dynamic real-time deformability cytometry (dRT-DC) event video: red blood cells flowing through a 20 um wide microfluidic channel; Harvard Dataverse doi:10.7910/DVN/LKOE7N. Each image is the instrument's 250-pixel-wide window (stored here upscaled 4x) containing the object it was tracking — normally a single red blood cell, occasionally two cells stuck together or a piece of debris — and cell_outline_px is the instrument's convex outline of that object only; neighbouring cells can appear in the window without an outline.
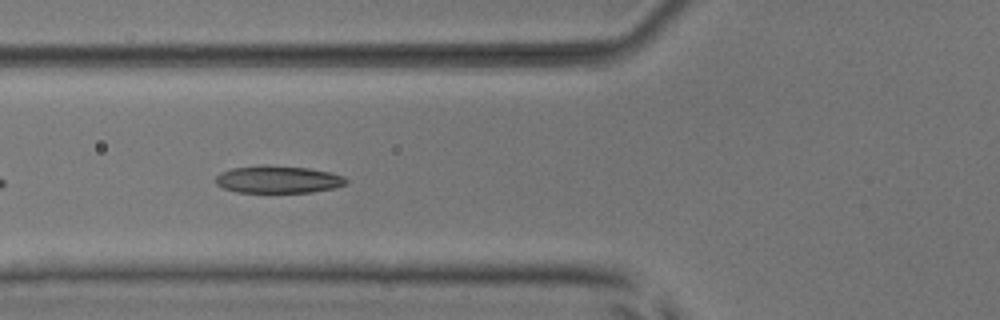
{"species": "common noctule bat (a hibernating species)", "species_latin": "Nyctalus noctula", "temperature_condition": "room temperature", "stored_images_in_passage": 8, "camera_frame_rate_fps": 3000, "um_per_image_px": 0.085, "animal": {"sex": "male", "body_mass_g": 17.9, "forearm_length_mm": 54.2}, "frame": {"image": 1, "passage_image": 6, "time_ms": 6.667, "image_size_px": [1000, 320], "cell_outline_px": [[348, 184], [332, 188], [312, 192], [236, 192], [224, 188], [216, 184], [216, 176], [220, 172], [232, 168], [264, 164], [268, 164], [308, 168], [328, 172], [344, 176], [348, 180]], "centroid_in_image_um": [23.63, 15.24], "position_along_channel_um": 102.2, "area_um2": 20.92}}
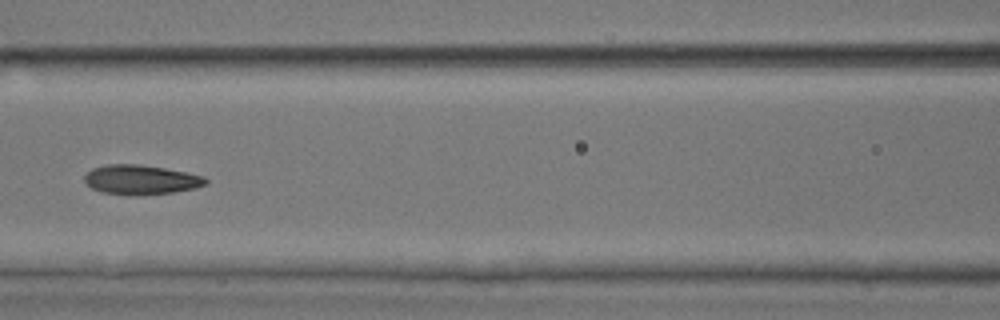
{"frame": {"image": 2, "passage_image": 7, "time_ms": 8.0, "image_size_px": [1000, 320], "cell_outline_px": [[208, 184], [196, 188], [172, 192], [132, 196], [100, 192], [92, 188], [84, 180], [84, 176], [92, 168], [108, 164], [136, 164], [164, 168], [204, 176], [208, 180]], "centroid_in_image_um": [11.97, 15.28], "position_along_channel_um": 154.6, "area_um2": 20.87}}
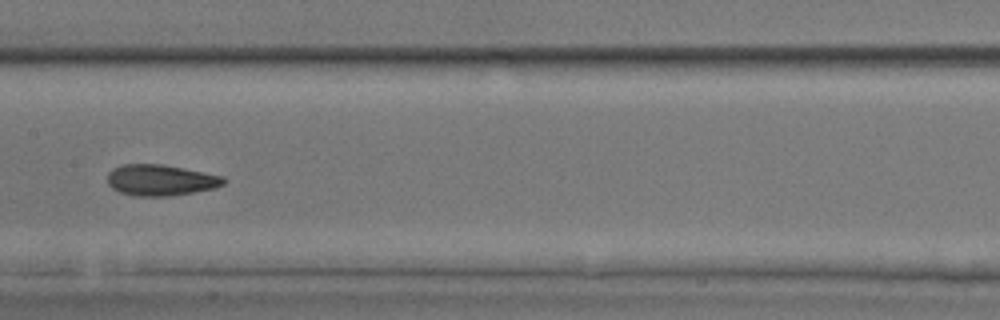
{"frame": {"image": 3, "passage_image": 8, "time_ms": 9.0, "image_size_px": [1000, 320], "cell_outline_px": [[228, 180], [224, 184], [212, 188], [192, 192], [168, 196], [136, 196], [120, 192], [112, 188], [108, 184], [108, 172], [112, 168], [124, 164], [160, 164], [204, 172], [224, 176]], "centroid_in_image_um": [13.64, 15.3], "position_along_channel_um": 193.8, "area_um2": 20.92}}